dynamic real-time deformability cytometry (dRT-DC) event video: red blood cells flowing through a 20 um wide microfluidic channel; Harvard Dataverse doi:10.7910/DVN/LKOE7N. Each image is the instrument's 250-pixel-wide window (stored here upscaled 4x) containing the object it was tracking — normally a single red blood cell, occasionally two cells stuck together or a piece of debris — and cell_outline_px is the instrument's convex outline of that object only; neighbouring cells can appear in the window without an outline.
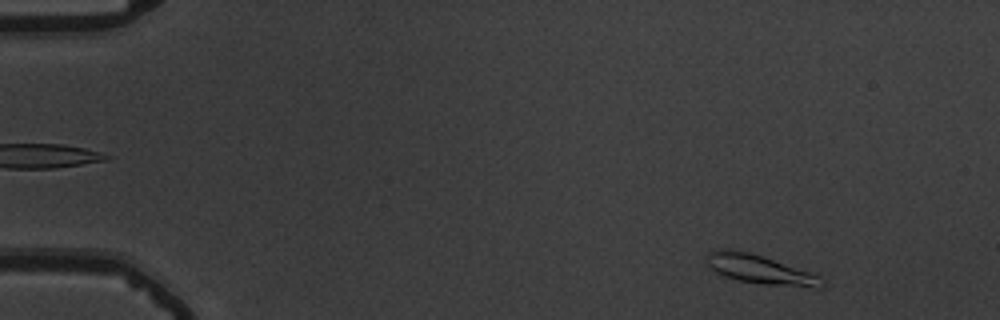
{"species": "common noctule bat (a hibernating species)", "species_latin": "Nyctalus noctula", "temperature_condition": "warm", "stored_images_in_passage": 53, "camera_frame_rate_fps": 3000, "um_per_image_px": 0.085, "animal": {"sex": "male", "body_mass_g": 19.5, "forearm_length_mm": 54.6}, "frame": {"image": 1, "passage_image": 3, "time_ms": 0.667, "image_size_px": [1000, 320], "cell_outline_px": [[828, 284], [820, 288], [816, 288], [760, 284], [740, 280], [724, 276], [716, 272], [708, 264], [708, 256], [712, 252], [720, 248], [732, 248], [748, 252], [820, 276]], "centroid_in_image_um": [64.65, 22.93], "position_along_channel_um": 20.4, "area_um2": 19.07}}
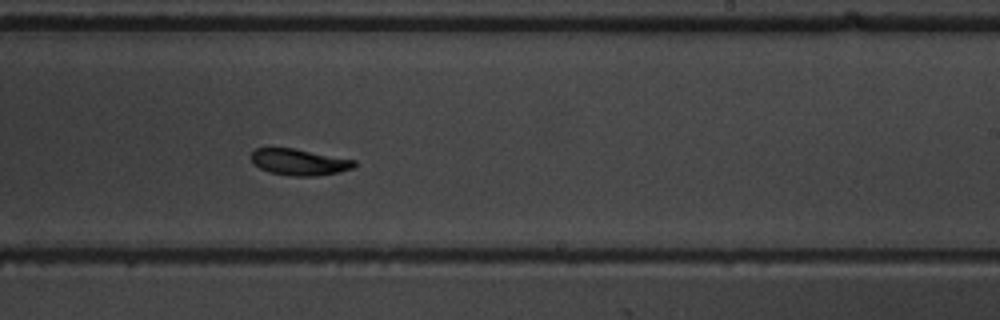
{"frame": {"image": 2, "passage_image": 32, "time_ms": 10.333, "image_size_px": [1000, 320], "cell_outline_px": [[356, 164], [352, 168], [336, 172], [316, 176], [288, 176], [268, 172], [260, 168], [248, 156], [256, 148], [292, 148], [356, 160]], "centroid_in_image_um": [25.39, 13.78], "position_along_channel_um": 263.6, "area_um2": 15.72}}
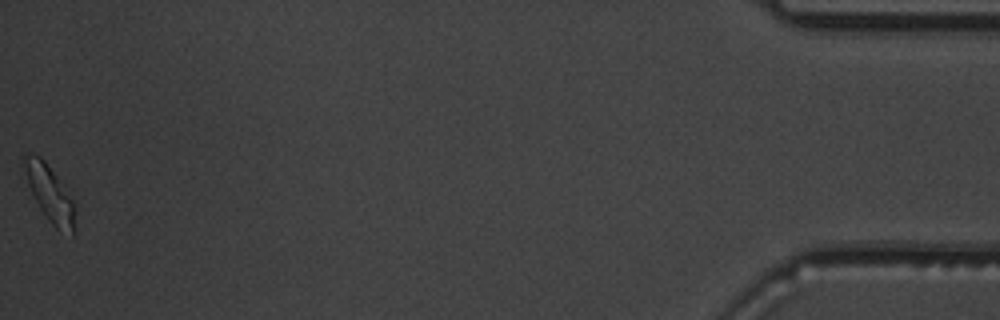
{"frame": {"image": 3, "passage_image": 53, "time_ms": 17.333, "image_size_px": [1000, 320], "cell_outline_px": [[76, 212], [72, 236], [60, 232], [48, 220], [40, 208], [28, 184], [20, 156], [24, 152], [32, 152], [40, 156], [44, 160], [64, 184], [76, 208]], "centroid_in_image_um": [4.22, 16.39], "position_along_channel_um": 431.0, "area_um2": 16.99}, "authors_computed_cell_mechanics": {"area_um2": 16.473, "velocity_mm_per_s": 3.6578, "shape_relaxation_time_tau1_ms": 2.455, "shape_relaxation_time_tau2_ms": 4.0641, "deformation_change_tau1": 0.1205, "deformation_change_tau2": 0.1126}}